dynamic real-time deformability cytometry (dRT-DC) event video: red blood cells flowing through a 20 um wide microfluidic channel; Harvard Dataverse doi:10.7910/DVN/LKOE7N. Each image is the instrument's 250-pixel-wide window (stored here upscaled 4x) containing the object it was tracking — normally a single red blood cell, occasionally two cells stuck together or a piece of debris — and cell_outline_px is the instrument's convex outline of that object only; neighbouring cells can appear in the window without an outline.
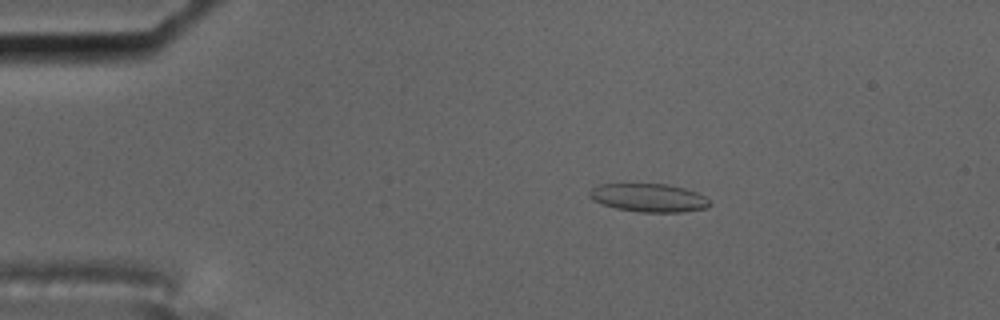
{"species": "common noctule bat (a hibernating species)", "species_latin": "Nyctalus noctula", "temperature_condition": "cold", "stored_images_in_passage": 2, "camera_frame_rate_fps": 3000, "um_per_image_px": 0.085, "animal": {"sex": "male", "body_mass_g": 17.5, "forearm_length_mm": 52.3}, "frame": {"image": 1, "passage_image": 1, "time_ms": 0.0, "image_size_px": [1000, 320], "cell_outline_px": [[712, 204], [708, 208], [684, 212], [640, 212], [616, 208], [592, 200], [588, 196], [588, 192], [592, 188], [600, 184], [664, 184], [684, 188], [696, 192], [704, 196]], "centroid_in_image_um": [55.15, 16.81], "position_along_channel_um": 29.8, "area_um2": 19.83}}